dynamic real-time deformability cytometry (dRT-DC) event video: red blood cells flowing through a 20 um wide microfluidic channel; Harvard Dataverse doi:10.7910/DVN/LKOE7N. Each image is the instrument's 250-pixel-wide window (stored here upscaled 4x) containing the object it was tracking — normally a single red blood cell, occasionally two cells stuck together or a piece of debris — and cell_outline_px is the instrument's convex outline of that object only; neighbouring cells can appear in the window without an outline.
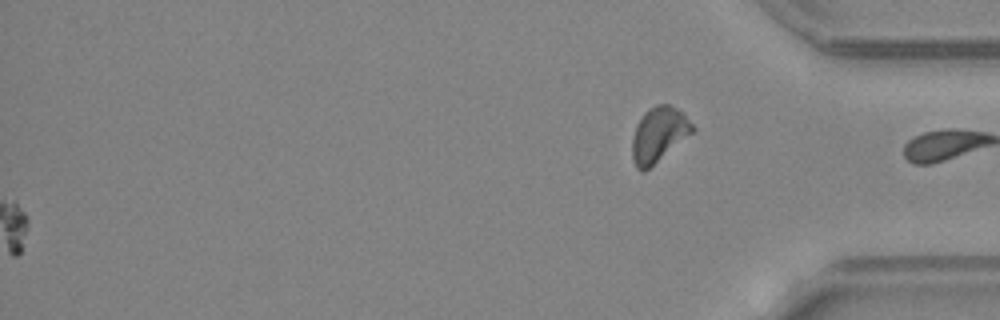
{"species": "common noctule bat (a hibernating species)", "species_latin": "Nyctalus noctula", "temperature_condition": "warm", "stored_images_in_passage": 45, "camera_frame_rate_fps": 3000, "um_per_image_px": 0.085, "animal": {"sex": "female", "body_mass_g": 24.6, "forearm_length_mm": 56.2}, "frame": {"image": 1, "passage_image": 45, "time_ms": 14.667, "image_size_px": [1000, 320], "cell_outline_px": [[696, 128], [692, 132], [644, 172], [640, 172], [636, 168], [632, 156], [632, 136], [636, 124], [644, 112], [648, 108], [656, 104], [668, 104], [676, 108]], "centroid_in_image_um": [55.94, 11.43], "position_along_channel_um": 379.3, "area_um2": 18.96}}